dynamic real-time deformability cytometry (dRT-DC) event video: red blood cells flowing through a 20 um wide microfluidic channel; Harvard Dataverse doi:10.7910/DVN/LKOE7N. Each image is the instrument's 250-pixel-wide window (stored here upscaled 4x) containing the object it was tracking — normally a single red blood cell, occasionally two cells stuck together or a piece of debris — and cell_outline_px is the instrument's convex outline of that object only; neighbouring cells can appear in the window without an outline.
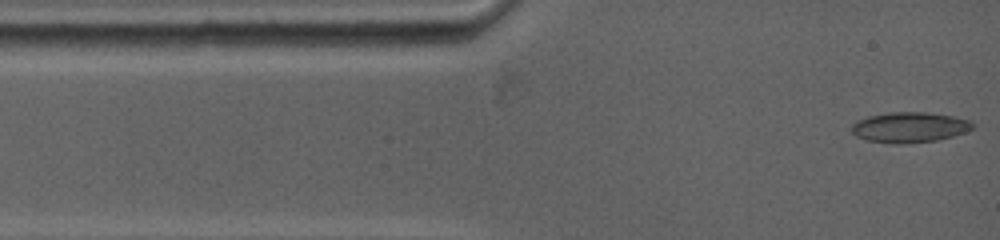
{"species": "common noctule bat (a hibernating species)", "species_latin": "Nyctalus noctula", "temperature_condition": "warm", "stored_images_in_passage": 2, "camera_frame_rate_fps": 5000, "um_per_image_px": 0.085, "animal": {"sex": "female", "body_mass_g": 19.0, "forearm_length_mm": 53.3}, "frame": {"image": 1, "passage_image": 2, "time_ms": 1.2, "image_size_px": [1000, 240], "cell_outline_px": [[972, 128], [964, 132], [952, 136], [936, 140], [904, 144], [892, 144], [868, 140], [856, 136], [852, 132], [852, 124], [856, 120], [868, 116], [888, 112], [924, 112], [952, 116], [972, 120]], "centroid_in_image_um": [77.27, 10.82], "position_along_channel_um": 7.7, "area_um2": 21.39}}